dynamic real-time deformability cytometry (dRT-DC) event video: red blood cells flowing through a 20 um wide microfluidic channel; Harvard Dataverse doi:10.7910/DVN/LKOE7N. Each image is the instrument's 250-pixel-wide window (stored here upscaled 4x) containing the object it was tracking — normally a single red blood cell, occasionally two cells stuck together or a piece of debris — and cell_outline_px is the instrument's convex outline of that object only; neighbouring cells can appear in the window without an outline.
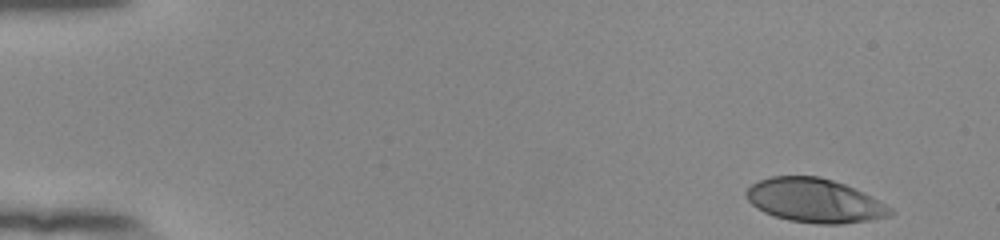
{"species": "human", "species_latin": "Homo sapiens", "temperature_condition": "room temperature", "stored_images_in_passage": 51, "camera_frame_rate_fps": 3000, "um_per_image_px": 0.085, "donor": {"sex": "female"}, "frame": {"image": 1, "passage_image": 1, "time_ms": 0.0, "image_size_px": [1000, 240], "cell_outline_px": [[896, 212], [892, 216], [868, 220], [840, 224], [816, 224], [788, 220], [764, 212], [756, 208], [748, 200], [744, 192], [752, 184], [760, 180], [772, 176], [820, 176], [844, 184], [864, 192], [872, 196], [892, 208]], "centroid_in_image_um": [69.27, 17.05], "position_along_channel_um": 15.7, "area_um2": 36.99}}
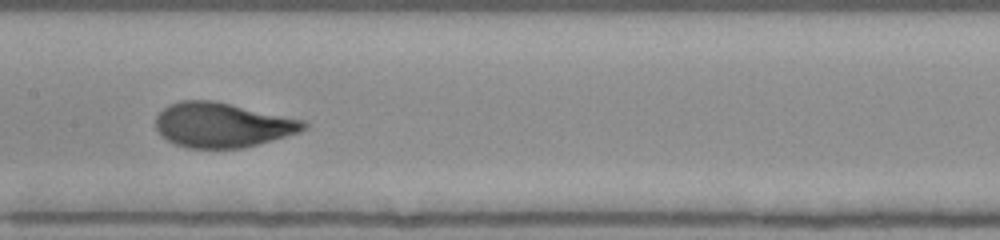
{"frame": {"image": 2, "passage_image": 25, "time_ms": 8.0, "image_size_px": [1000, 240], "cell_outline_px": [[308, 128], [300, 132], [244, 148], [188, 148], [176, 144], [160, 136], [156, 128], [156, 116], [168, 104], [180, 100], [212, 100], [304, 120], [308, 124]], "centroid_in_image_um": [18.88, 10.62], "position_along_channel_um": 188.5, "area_um2": 38.55}}
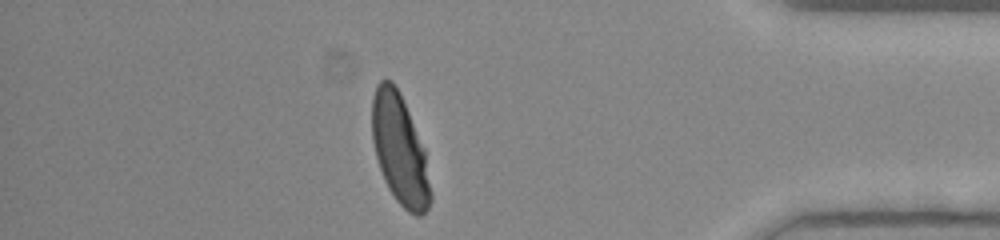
{"frame": {"image": 3, "passage_image": 44, "time_ms": 14.333, "image_size_px": [1000, 240], "cell_outline_px": [[432, 200], [428, 208], [420, 216], [416, 216], [408, 212], [396, 200], [388, 188], [384, 180], [376, 156], [372, 140], [372, 96], [376, 84], [380, 80], [392, 80], [400, 92], [424, 148], [432, 192]], "centroid_in_image_um": [33.98, 12.72], "position_along_channel_um": 401.2, "area_um2": 37.63}}